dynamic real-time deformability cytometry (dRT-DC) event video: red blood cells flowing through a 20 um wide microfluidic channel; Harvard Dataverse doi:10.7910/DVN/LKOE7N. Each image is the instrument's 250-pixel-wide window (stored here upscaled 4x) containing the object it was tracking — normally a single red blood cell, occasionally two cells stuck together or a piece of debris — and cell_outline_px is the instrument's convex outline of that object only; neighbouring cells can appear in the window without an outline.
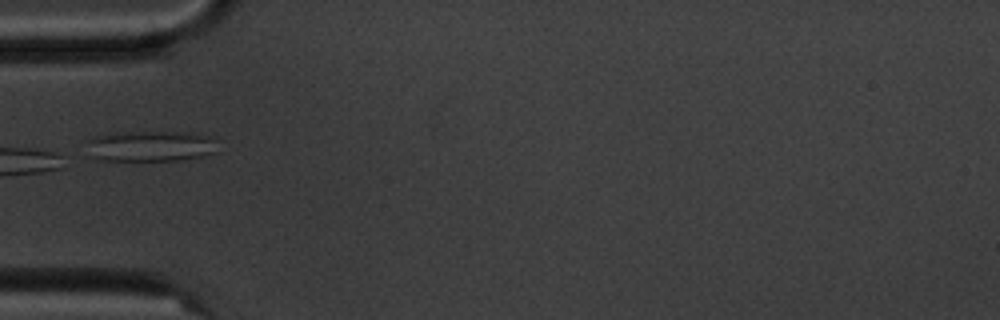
{"species": "common noctule bat (a hibernating species)", "species_latin": "Nyctalus noctula", "temperature_condition": "cold", "stored_images_in_passage": 6, "camera_frame_rate_fps": 3000, "um_per_image_px": 0.085, "animal": {"sex": "male", "body_mass_g": 20.1, "forearm_length_mm": 53.5}, "frame": {"image": 1, "passage_image": 6, "time_ms": 5.667, "image_size_px": [1000, 320], "cell_outline_px": [[212, 152], [204, 156], [180, 160], [96, 160], [88, 156], [88, 140], [96, 136], [112, 132], [184, 132], [208, 136], [212, 140]], "centroid_in_image_um": [12.66, 12.42], "position_along_channel_um": 72.3, "area_um2": 23.18}}